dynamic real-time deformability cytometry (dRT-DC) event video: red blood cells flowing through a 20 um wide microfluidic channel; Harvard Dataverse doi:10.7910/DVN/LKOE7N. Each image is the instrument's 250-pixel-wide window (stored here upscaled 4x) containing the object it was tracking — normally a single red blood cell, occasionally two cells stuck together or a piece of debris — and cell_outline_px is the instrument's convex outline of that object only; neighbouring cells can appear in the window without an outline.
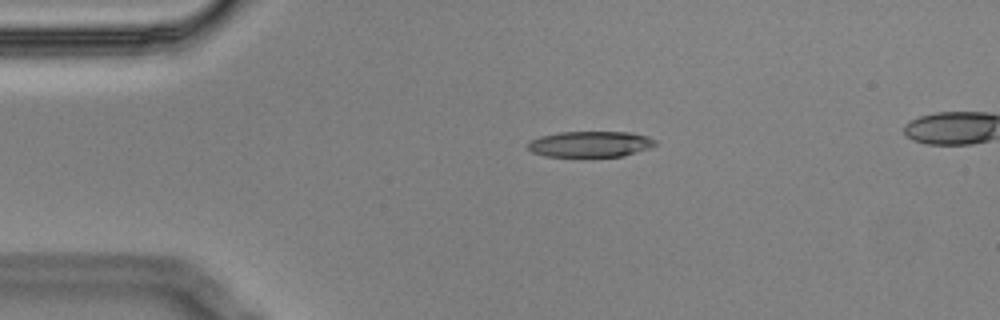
{"species": "Egyptian fruit bat (a non-hibernating species)", "species_latin": "Rousettus aegyptiacus", "temperature_condition": "cold", "stored_images_in_passage": 4, "segment_of_instrument_passage": [1, 2], "camera_frame_rate_fps": 3000, "um_per_image_px": 0.085, "animal": {"sex": "male"}, "frame": {"image": 1, "passage_image": 2, "time_ms": 0.333, "image_size_px": [1000, 320], "cell_outline_px": [[656, 144], [648, 148], [624, 156], [580, 160], [544, 156], [532, 152], [528, 148], [528, 140], [540, 136], [560, 132], [632, 132], [648, 136], [656, 140]], "centroid_in_image_um": [50.12, 12.3], "position_along_channel_um": 34.9, "area_um2": 20.35}}